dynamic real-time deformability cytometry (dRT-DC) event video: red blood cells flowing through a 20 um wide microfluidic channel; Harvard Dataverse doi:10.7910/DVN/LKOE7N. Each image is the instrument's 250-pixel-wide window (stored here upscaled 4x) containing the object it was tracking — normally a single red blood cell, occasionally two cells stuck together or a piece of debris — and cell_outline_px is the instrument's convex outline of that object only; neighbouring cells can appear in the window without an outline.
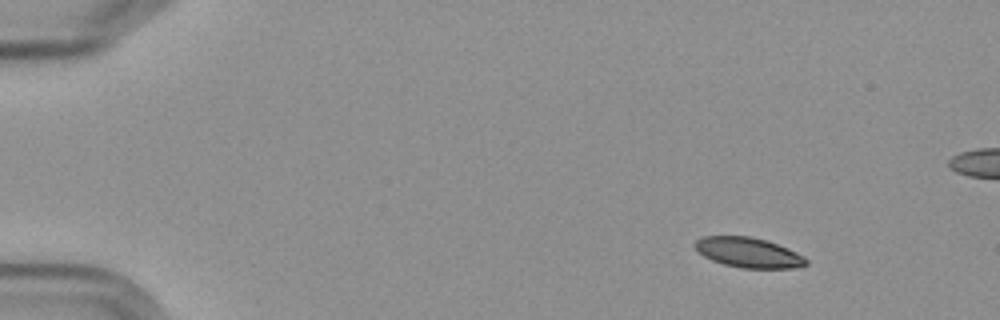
{"species": "Egyptian fruit bat (a non-hibernating species)", "species_latin": "Rousettus aegyptiacus", "temperature_condition": "cold", "stored_images_in_passage": 4, "camera_frame_rate_fps": 3000, "um_per_image_px": 0.085, "frame": {"image": 1, "passage_image": 1, "time_ms": 0.0, "image_size_px": [1000, 320], "cell_outline_px": [[808, 264], [796, 268], [740, 268], [724, 264], [712, 260], [704, 256], [692, 244], [696, 240], [704, 236], [748, 236], [764, 240], [788, 248], [804, 256], [808, 260]], "centroid_in_image_um": [63.63, 21.47], "position_along_channel_um": 21.4, "area_um2": 19.36}}
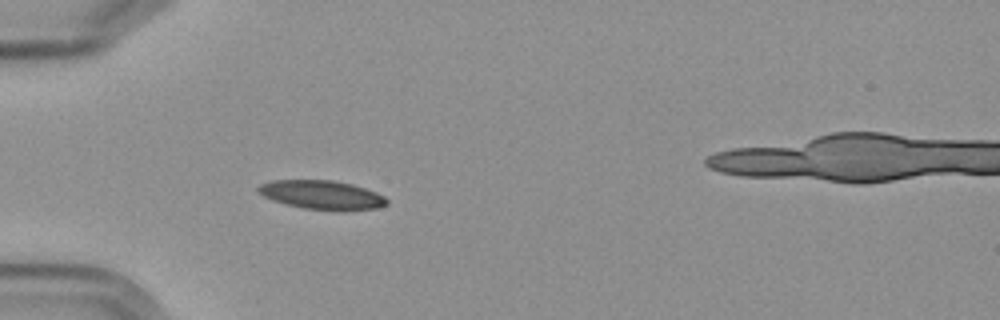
{"frame": {"image": 2, "passage_image": 4, "time_ms": 3.667, "image_size_px": [1000, 320], "cell_outline_px": [[388, 204], [376, 208], [344, 212], [336, 212], [304, 208], [272, 200], [256, 192], [256, 188], [260, 184], [272, 180], [332, 180], [352, 184], [376, 192], [384, 196], [388, 200]], "centroid_in_image_um": [27.37, 16.58], "position_along_channel_um": 57.6, "area_um2": 22.02}}